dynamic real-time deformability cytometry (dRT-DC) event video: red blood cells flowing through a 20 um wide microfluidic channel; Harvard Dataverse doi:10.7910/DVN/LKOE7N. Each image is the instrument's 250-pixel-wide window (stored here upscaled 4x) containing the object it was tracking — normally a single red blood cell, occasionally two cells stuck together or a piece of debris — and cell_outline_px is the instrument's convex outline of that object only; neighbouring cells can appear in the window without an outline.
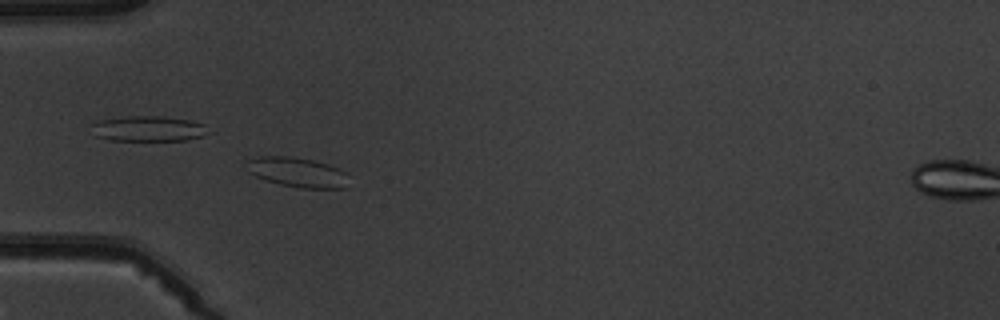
{"species": "common noctule bat (a hibernating species)", "species_latin": "Nyctalus noctula", "temperature_condition": "warm", "stored_images_in_passage": 6, "camera_frame_rate_fps": 3000, "um_per_image_px": 0.085, "animal": {"sex": "male", "body_mass_g": 19.5, "forearm_length_mm": 54.6}, "frame": {"image": 1, "passage_image": 5, "time_ms": 5.667, "image_size_px": [1000, 320], "cell_outline_px": [[348, 188], [300, 188], [280, 184], [256, 176], [248, 172], [244, 160], [256, 156], [288, 156], [312, 160], [328, 164], [340, 168], [348, 172]], "centroid_in_image_um": [25.29, 14.63], "position_along_channel_um": 59.7, "area_um2": 18.03}}
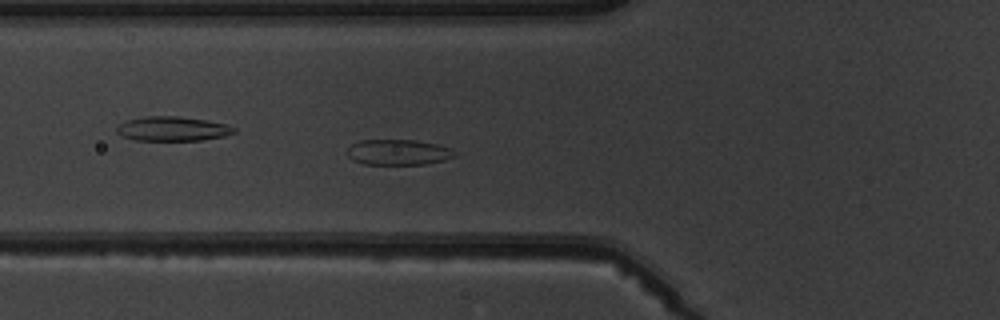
{"frame": {"image": 2, "passage_image": 6, "time_ms": 6.667, "image_size_px": [1000, 320], "cell_outline_px": [[456, 156], [444, 160], [424, 164], [364, 164], [352, 160], [348, 156], [348, 148], [352, 144], [360, 140], [416, 140], [436, 144], [452, 148], [456, 152]], "centroid_in_image_um": [33.87, 12.94], "position_along_channel_um": 91.9, "area_um2": 16.01}}